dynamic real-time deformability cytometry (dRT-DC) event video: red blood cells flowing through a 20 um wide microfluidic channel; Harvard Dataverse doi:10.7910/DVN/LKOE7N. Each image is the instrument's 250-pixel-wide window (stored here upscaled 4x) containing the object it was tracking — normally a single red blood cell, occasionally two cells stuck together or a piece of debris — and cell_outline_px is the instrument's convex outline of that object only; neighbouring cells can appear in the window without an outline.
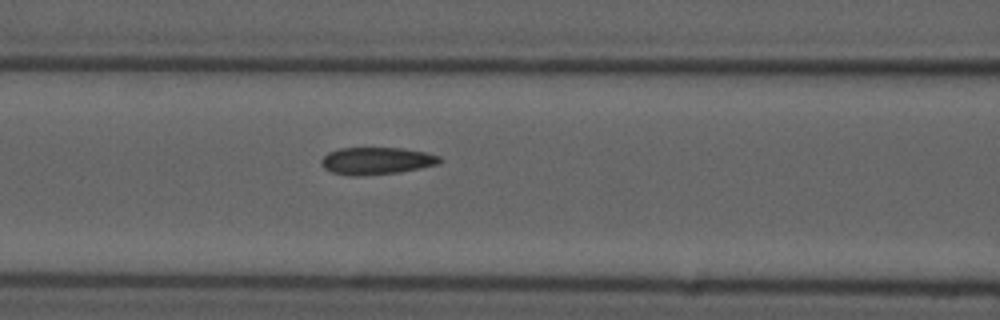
{"species": "common noctule bat (a hibernating species)", "species_latin": "Nyctalus noctula", "temperature_condition": "cold", "stored_images_in_passage": 6, "camera_frame_rate_fps": 3000, "um_per_image_px": 0.085, "animal": {"sex": "male", "forearm_length_mm": 52.5}, "frame": {"image": 1, "passage_image": 6, "time_ms": 7.0, "image_size_px": [1000, 320], "cell_outline_px": [[444, 160], [440, 164], [400, 172], [356, 176], [352, 176], [332, 172], [324, 168], [320, 164], [320, 160], [328, 152], [340, 148], [400, 148], [424, 152], [440, 156]], "centroid_in_image_um": [32.01, 13.67], "position_along_channel_um": 134.6, "area_um2": 18.84}}